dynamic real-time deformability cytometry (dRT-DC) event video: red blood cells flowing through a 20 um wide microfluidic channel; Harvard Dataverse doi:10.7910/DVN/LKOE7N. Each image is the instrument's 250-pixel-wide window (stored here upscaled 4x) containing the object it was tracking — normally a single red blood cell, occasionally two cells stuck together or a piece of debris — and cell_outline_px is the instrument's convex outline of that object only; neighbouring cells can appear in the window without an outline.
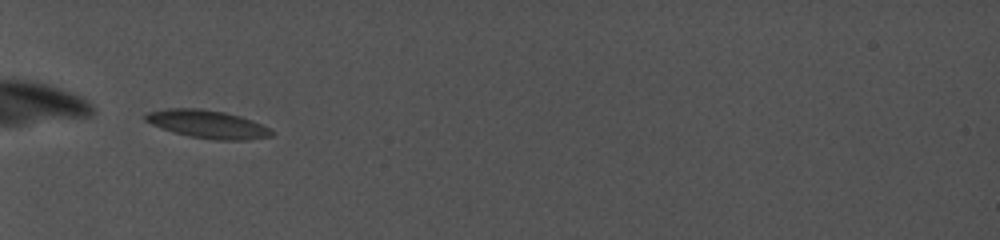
{"species": "common noctule bat (a hibernating species)", "species_latin": "Nyctalus noctula", "temperature_condition": "cold", "stored_images_in_passage": 23, "camera_frame_rate_fps": 5000, "um_per_image_px": 0.085, "animal": {"sex": "female", "body_mass_g": 19.0, "forearm_length_mm": 56.7}, "frame": {"image": 1, "passage_image": 1, "time_ms": 0.0, "image_size_px": [1000, 240], "cell_outline_px": [[272, 136], [244, 140], [212, 140], [188, 136], [152, 124], [144, 120], [144, 116], [148, 112], [168, 108], [200, 108], [224, 112], [240, 116], [260, 124], [268, 128], [272, 132]], "centroid_in_image_um": [17.62, 10.55], "position_along_channel_um": 67.4, "area_um2": 20.29}}
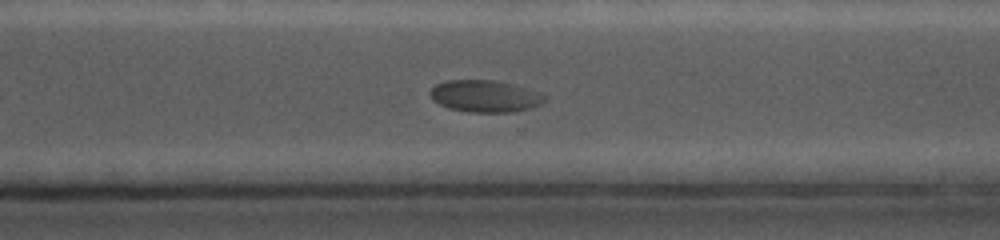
{"frame": {"image": 2, "passage_image": 14, "time_ms": 7.8, "image_size_px": [1000, 240], "cell_outline_px": [[544, 100], [540, 104], [532, 108], [512, 112], [472, 112], [448, 108], [432, 100], [428, 92], [436, 84], [444, 80], [496, 80], [512, 84], [540, 92], [544, 96]], "centroid_in_image_um": [41.19, 8.17], "position_along_channel_um": 329.4, "area_um2": 21.33}}
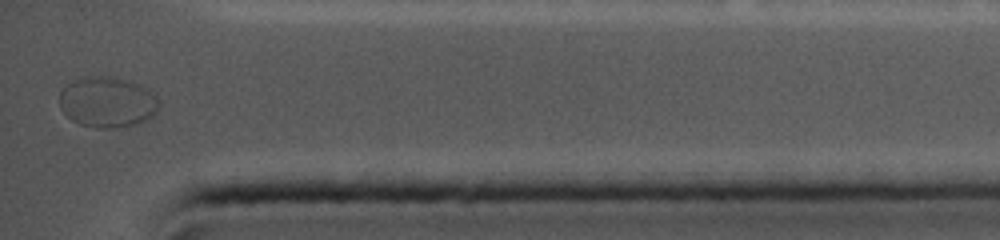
{"frame": {"image": 3, "passage_image": 23, "time_ms": 10.4, "image_size_px": [1000, 240], "cell_outline_px": [[160, 104], [156, 112], [148, 120], [136, 124], [112, 128], [96, 128], [80, 124], [72, 120], [60, 108], [60, 92], [68, 84], [84, 76], [108, 76], [140, 84], [148, 88], [156, 96]], "centroid_in_image_um": [9.15, 8.68], "position_along_channel_um": 426.1, "area_um2": 29.36}}